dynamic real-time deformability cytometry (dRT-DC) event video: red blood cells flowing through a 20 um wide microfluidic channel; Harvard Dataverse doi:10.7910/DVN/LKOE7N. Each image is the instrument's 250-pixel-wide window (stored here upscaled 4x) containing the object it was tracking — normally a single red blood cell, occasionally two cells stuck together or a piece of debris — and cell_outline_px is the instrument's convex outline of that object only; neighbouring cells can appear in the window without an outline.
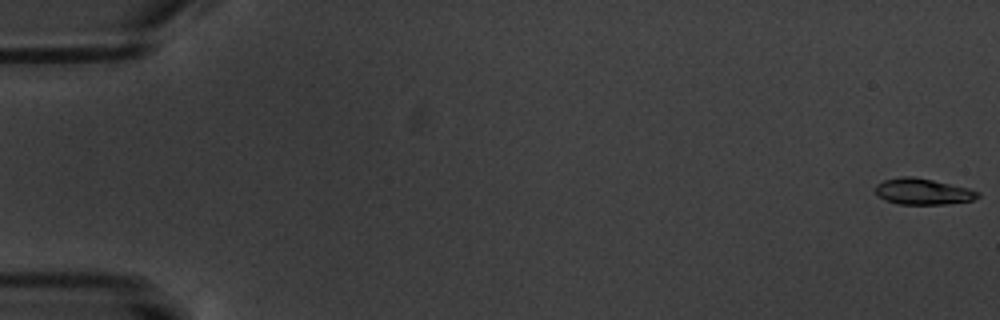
{"species": "common noctule bat (a hibernating species)", "species_latin": "Nyctalus noctula", "temperature_condition": "warm", "stored_images_in_passage": 5, "camera_frame_rate_fps": 3000, "um_per_image_px": 0.085, "animal": {"sex": "male", "body_mass_g": 20.1, "forearm_length_mm": 53.5}, "frame": {"image": 1, "passage_image": 1, "time_ms": 0.0, "image_size_px": [1000, 320], "cell_outline_px": [[980, 196], [972, 200], [948, 204], [896, 204], [884, 200], [876, 192], [876, 184], [884, 180], [900, 176], [912, 176], [932, 180], [968, 188], [980, 192]], "centroid_in_image_um": [78.43, 16.28], "position_along_channel_um": 6.6, "area_um2": 15.55}}